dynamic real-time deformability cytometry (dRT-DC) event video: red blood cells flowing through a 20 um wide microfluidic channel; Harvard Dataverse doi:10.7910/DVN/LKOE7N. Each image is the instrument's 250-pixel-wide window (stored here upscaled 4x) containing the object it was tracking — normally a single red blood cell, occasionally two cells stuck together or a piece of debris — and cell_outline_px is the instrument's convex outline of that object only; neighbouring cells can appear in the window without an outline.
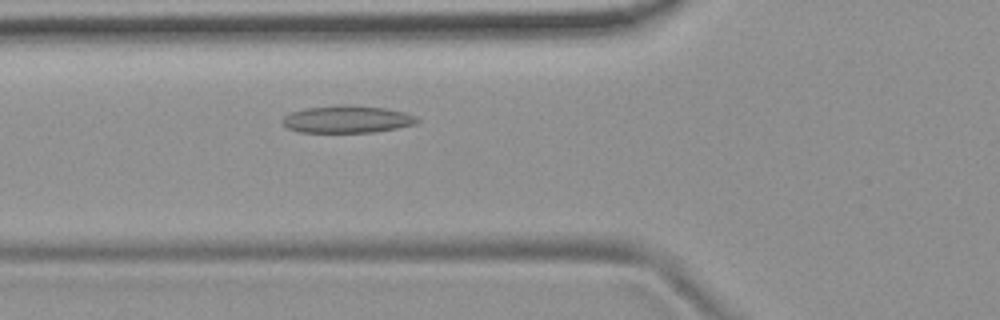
{"species": "common noctule bat (a hibernating species)", "species_latin": "Nyctalus noctula", "temperature_condition": "room temperature", "stored_images_in_passage": 44, "camera_frame_rate_fps": 3000, "um_per_image_px": 0.085, "animal": {"sex": "female", "body_mass_g": 19.9}, "frame": {"image": 1, "passage_image": 10, "time_ms": 3.0, "image_size_px": [1000, 320], "cell_outline_px": [[420, 120], [416, 124], [376, 132], [300, 132], [288, 128], [280, 120], [284, 116], [292, 112], [304, 108], [336, 104], [348, 104], [388, 108], [404, 112], [416, 116]], "centroid_in_image_um": [29.52, 10.12], "position_along_channel_um": 96.3, "area_um2": 21.73}}
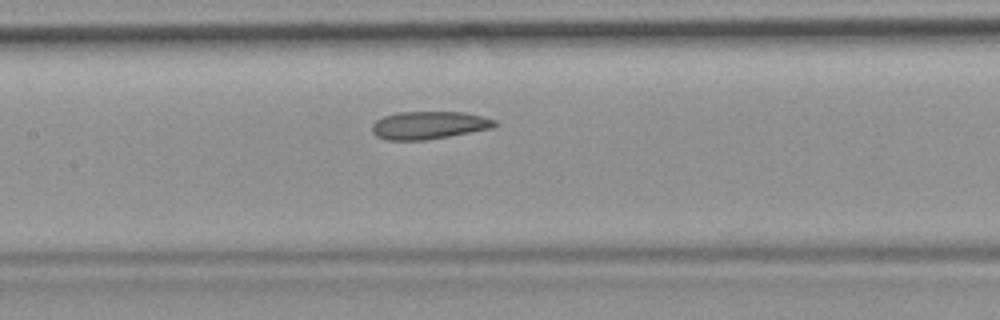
{"frame": {"image": 2, "passage_image": 16, "time_ms": 5.0, "image_size_px": [1000, 320], "cell_outline_px": [[496, 128], [424, 140], [388, 140], [376, 136], [372, 132], [372, 124], [376, 120], [384, 116], [396, 112], [464, 112], [496, 120]], "centroid_in_image_um": [36.45, 10.64], "position_along_channel_um": 170.9, "area_um2": 19.88}}
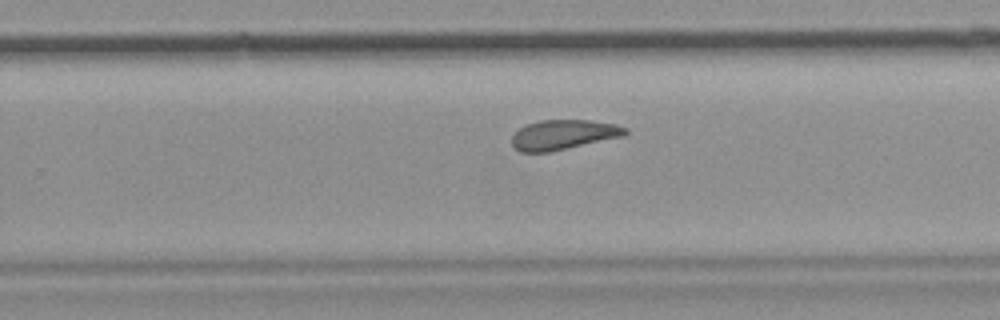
{"frame": {"image": 3, "passage_image": 25, "time_ms": 8.0, "image_size_px": [1000, 320], "cell_outline_px": [[628, 132], [624, 136], [552, 152], [520, 152], [512, 144], [512, 136], [520, 128], [528, 124], [540, 120], [588, 120], [616, 124], [628, 128]], "centroid_in_image_um": [47.92, 11.45], "position_along_channel_um": 281.9, "area_um2": 19.77}, "authors_computed_cell_mechanics": {"area_um2": 20.8947, "velocity_mm_per_s": 3.7275, "shape_relaxation_time_tau1_ms": null, "shape_relaxation_time_tau2_ms": 2.7378, "deformation_change_tau1": null, "deformation_change_tau2": 0.0923}}